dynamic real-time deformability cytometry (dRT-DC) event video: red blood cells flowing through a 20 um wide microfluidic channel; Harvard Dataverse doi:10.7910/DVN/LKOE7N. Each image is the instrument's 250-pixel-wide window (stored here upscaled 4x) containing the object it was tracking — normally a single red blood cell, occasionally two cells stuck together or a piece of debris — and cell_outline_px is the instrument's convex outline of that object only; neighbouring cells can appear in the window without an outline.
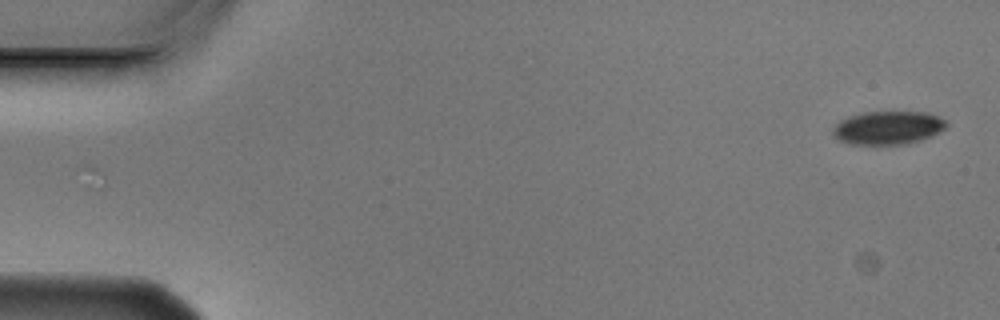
{"species": "Egyptian fruit bat (a non-hibernating species)", "species_latin": "Rousettus aegyptiacus", "temperature_condition": "cold", "stored_images_in_passage": 3, "camera_frame_rate_fps": 3000, "um_per_image_px": 0.085, "animal": {"sex": "male"}, "frame": {"image": 1, "passage_image": 1, "time_ms": 0.0, "image_size_px": [1000, 320], "cell_outline_px": [[948, 124], [940, 132], [932, 136], [920, 140], [904, 144], [852, 144], [840, 140], [832, 136], [832, 128], [840, 120], [848, 116], [864, 112], [928, 112], [948, 120]], "centroid_in_image_um": [75.49, 10.85], "position_along_channel_um": 9.5, "area_um2": 22.2}}